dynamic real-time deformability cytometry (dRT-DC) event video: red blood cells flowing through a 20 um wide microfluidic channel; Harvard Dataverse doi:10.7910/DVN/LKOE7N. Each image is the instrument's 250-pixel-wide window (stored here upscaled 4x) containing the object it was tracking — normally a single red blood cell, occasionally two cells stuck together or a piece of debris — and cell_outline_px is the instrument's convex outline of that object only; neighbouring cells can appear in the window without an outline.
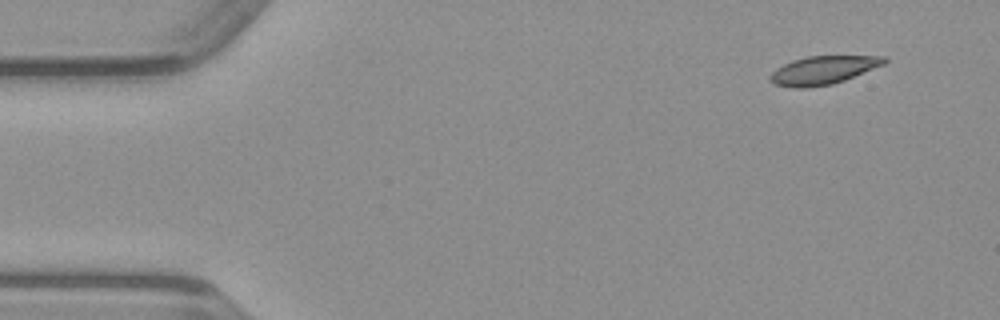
{"species": "common noctule bat (a hibernating species)", "species_latin": "Nyctalus noctula", "temperature_condition": "warm", "stored_images_in_passage": 47, "camera_frame_rate_fps": 3000, "um_per_image_px": 0.085, "animal": {"sex": "male", "body_mass_g": 23.1, "forearm_length_mm": 52.7}, "frame": {"image": 1, "passage_image": 1, "time_ms": 0.0, "image_size_px": [1000, 320], "cell_outline_px": [[888, 60], [884, 64], [844, 80], [832, 84], [804, 88], [792, 88], [776, 84], [768, 80], [768, 76], [776, 68], [792, 60], [808, 56], [888, 56]], "centroid_in_image_um": [69.94, 5.96], "position_along_channel_um": 15.1, "area_um2": 18.79}}
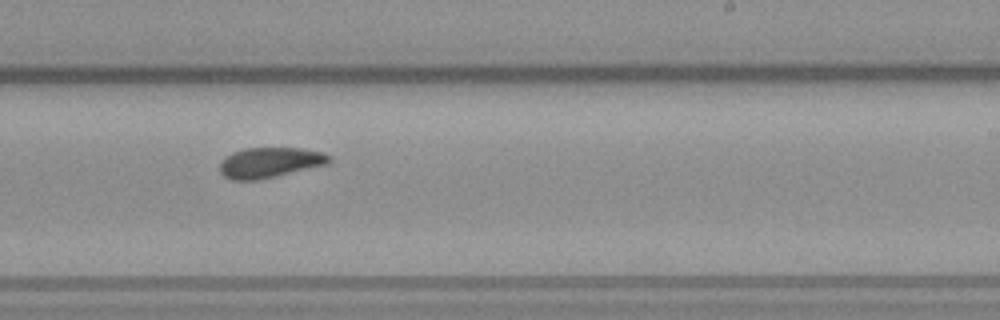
{"frame": {"image": 2, "passage_image": 27, "time_ms": 8.667, "image_size_px": [1000, 320], "cell_outline_px": [[332, 160], [328, 164], [276, 176], [256, 180], [232, 180], [224, 176], [220, 172], [220, 164], [224, 156], [232, 152], [244, 148], [300, 148], [320, 152], [332, 156]], "centroid_in_image_um": [22.92, 13.81], "position_along_channel_um": 266.1, "area_um2": 19.36}}
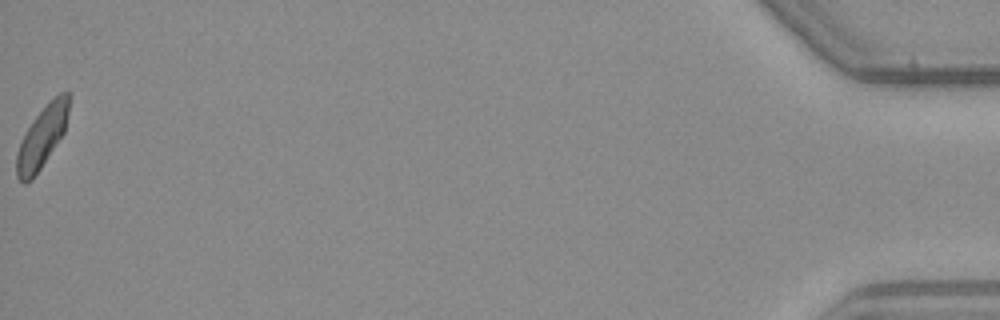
{"frame": {"image": 3, "passage_image": 47, "time_ms": 15.333, "image_size_px": [1000, 320], "cell_outline_px": [[68, 112], [64, 132], [32, 180], [24, 184], [16, 176], [16, 152], [24, 132], [36, 116], [60, 92], [68, 92]], "centroid_in_image_um": [3.52, 11.7], "position_along_channel_um": 431.7, "area_um2": 18.21}}